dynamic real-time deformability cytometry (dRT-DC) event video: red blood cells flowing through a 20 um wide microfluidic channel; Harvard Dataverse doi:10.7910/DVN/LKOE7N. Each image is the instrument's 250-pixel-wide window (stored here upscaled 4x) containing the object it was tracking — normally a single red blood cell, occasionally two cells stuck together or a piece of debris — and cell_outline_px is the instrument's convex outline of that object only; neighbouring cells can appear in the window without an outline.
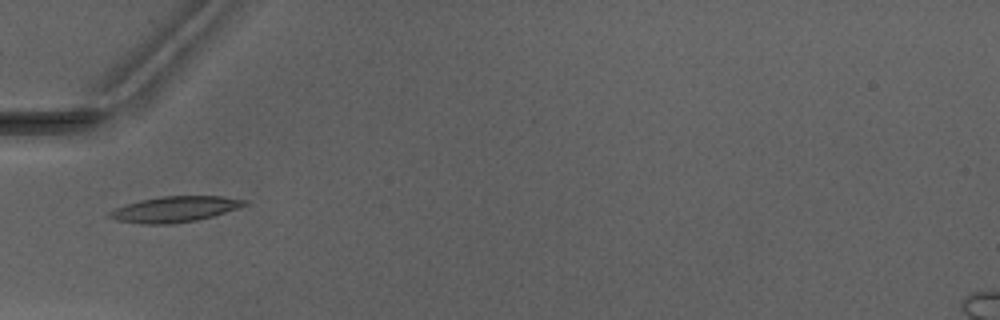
{"species": "Egyptian fruit bat (a non-hibernating species)", "species_latin": "Rousettus aegyptiacus", "temperature_condition": "warm", "stored_images_in_passage": 5, "camera_frame_rate_fps": 3000, "um_per_image_px": 0.085, "animal": {"sex": "male"}, "frame": {"image": 1, "passage_image": 5, "time_ms": 5.0, "image_size_px": [1000, 320], "cell_outline_px": [[248, 204], [212, 216], [196, 220], [172, 224], [144, 224], [116, 220], [108, 216], [108, 212], [116, 208], [140, 200], [164, 196], [224, 196], [248, 200]], "centroid_in_image_um": [14.87, 17.78], "position_along_channel_um": 70.1, "area_um2": 20.0}}